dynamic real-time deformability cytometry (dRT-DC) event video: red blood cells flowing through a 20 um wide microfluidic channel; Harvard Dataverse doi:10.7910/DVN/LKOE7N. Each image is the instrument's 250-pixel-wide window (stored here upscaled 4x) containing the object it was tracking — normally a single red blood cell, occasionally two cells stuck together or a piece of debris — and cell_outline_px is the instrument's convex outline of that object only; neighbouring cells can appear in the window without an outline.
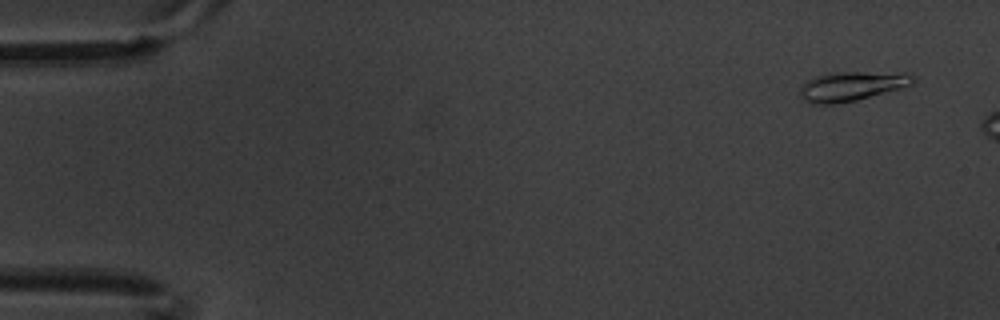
{"species": "common noctule bat (a hibernating species)", "species_latin": "Nyctalus noctula", "temperature_condition": "warm", "stored_images_in_passage": 4, "camera_frame_rate_fps": 3000, "um_per_image_px": 0.085, "animal": {"sex": "male", "body_mass_g": 20.1, "forearm_length_mm": 53.5}, "frame": {"image": 1, "passage_image": 2, "time_ms": 0.333, "image_size_px": [1000, 320], "cell_outline_px": [[916, 80], [912, 84], [900, 88], [856, 100], [836, 104], [812, 104], [804, 100], [800, 92], [800, 88], [808, 80], [816, 76], [844, 72], [908, 72], [916, 76]], "centroid_in_image_um": [72.46, 7.32], "position_along_channel_um": 12.5, "area_um2": 19.25}}